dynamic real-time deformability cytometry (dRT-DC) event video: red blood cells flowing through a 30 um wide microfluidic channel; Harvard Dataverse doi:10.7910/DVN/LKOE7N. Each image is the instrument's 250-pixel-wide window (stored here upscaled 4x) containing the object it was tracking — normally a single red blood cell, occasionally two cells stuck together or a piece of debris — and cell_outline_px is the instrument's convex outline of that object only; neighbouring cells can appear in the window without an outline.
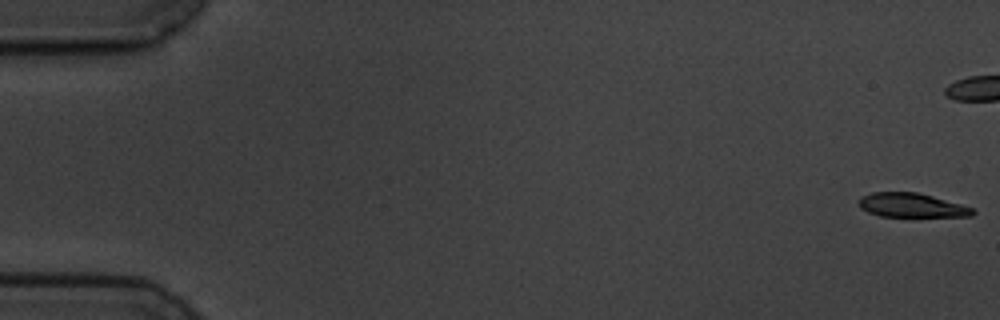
{"species": "common noctule bat (a hibernating species)", "species_latin": "Nyctalus noctula", "temperature_condition": "cold", "stored_images_in_passage": 13, "camera_frame_rate_fps": 3000, "um_per_image_px": 0.085, "animal": {"sex": "male", "body_mass_g": 19.5, "forearm_length_mm": 54.6}, "frame": {"image": 1, "passage_image": 1, "time_ms": 0.0, "image_size_px": [1000, 320], "cell_outline_px": [[976, 212], [972, 216], [880, 216], [868, 212], [860, 208], [860, 196], [872, 192], [916, 192], [932, 196], [960, 204], [972, 208]], "centroid_in_image_um": [77.46, 17.44], "position_along_channel_um": 7.5, "area_um2": 15.78}}